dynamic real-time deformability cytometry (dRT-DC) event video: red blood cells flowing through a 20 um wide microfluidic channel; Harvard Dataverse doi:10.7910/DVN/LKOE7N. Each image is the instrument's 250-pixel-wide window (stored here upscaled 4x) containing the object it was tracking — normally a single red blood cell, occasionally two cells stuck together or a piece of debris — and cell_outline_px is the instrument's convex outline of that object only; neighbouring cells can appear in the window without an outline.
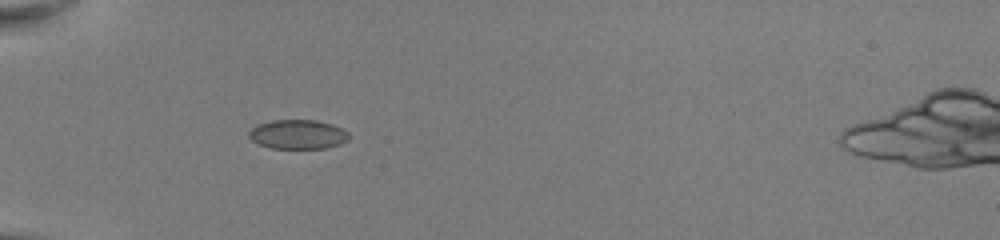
{"species": "common noctule bat (a hibernating species)", "species_latin": "Nyctalus noctula", "temperature_condition": "room temperature", "stored_images_in_passage": 39, "camera_frame_rate_fps": 3000, "um_per_image_px": 0.085, "animal": {"sex": "female", "body_mass_g": 22.0, "forearm_length_mm": 56.7}, "frame": {"image": 1, "passage_image": 6, "time_ms": 1.667, "image_size_px": [1000, 240], "cell_outline_px": [[348, 140], [340, 144], [328, 148], [272, 148], [256, 144], [248, 136], [248, 132], [256, 124], [272, 120], [316, 120], [332, 124], [348, 132]], "centroid_in_image_um": [25.28, 11.42], "position_along_channel_um": 59.7, "area_um2": 17.17}}
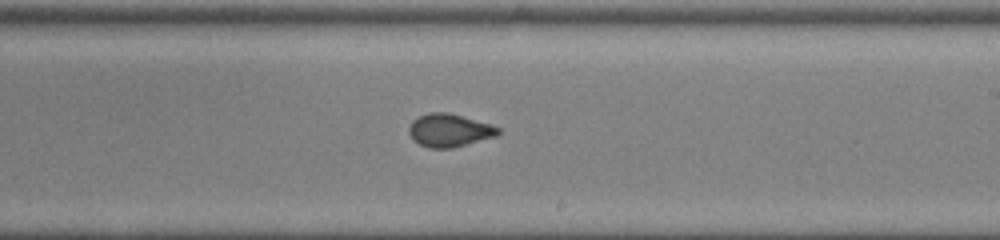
{"frame": {"image": 2, "passage_image": 21, "time_ms": 6.667, "image_size_px": [1000, 240], "cell_outline_px": [[500, 132], [496, 136], [452, 148], [428, 148], [420, 144], [408, 132], [408, 128], [412, 120], [428, 112], [448, 112], [492, 124], [500, 128]], "centroid_in_image_um": [38.21, 11.06], "position_along_channel_um": 250.8, "area_um2": 17.11}}
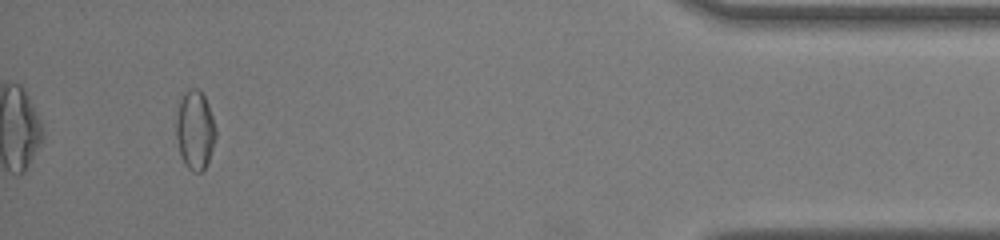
{"frame": {"image": 3, "passage_image": 37, "time_ms": 12.0, "image_size_px": [1000, 240], "cell_outline_px": [[216, 136], [208, 160], [204, 168], [200, 172], [192, 172], [184, 164], [180, 152], [176, 136], [176, 116], [180, 100], [184, 92], [188, 88], [200, 88], [208, 104], [216, 128]], "centroid_in_image_um": [16.57, 11.02], "position_along_channel_um": 418.6, "area_um2": 18.21}, "authors_computed_cell_mechanics": {"area_um2": 17.2244, "velocity_mm_per_s": 4.0663, "shape_relaxation_time_tau1_ms": null, "shape_relaxation_time_tau2_ms": 0.9997, "deformation_change_tau1": null, "deformation_change_tau2": 0.0441}}